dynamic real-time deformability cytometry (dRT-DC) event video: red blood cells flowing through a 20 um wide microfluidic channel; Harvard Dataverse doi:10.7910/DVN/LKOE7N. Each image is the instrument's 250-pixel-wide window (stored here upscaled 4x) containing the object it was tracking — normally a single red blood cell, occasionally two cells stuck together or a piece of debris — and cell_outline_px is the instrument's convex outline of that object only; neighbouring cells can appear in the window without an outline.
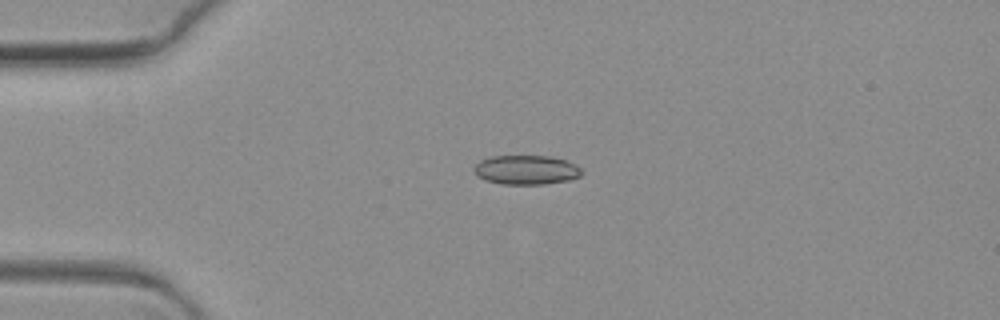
{"species": "common noctule bat (a hibernating species)", "species_latin": "Nyctalus noctula", "temperature_condition": "warm", "stored_images_in_passage": 7, "camera_frame_rate_fps": 3000, "um_per_image_px": 0.085, "animal": {"sex": "female", "body_mass_g": 19.3, "forearm_length_mm": 54.1}, "frame": {"image": 1, "passage_image": 1, "time_ms": 0.0, "image_size_px": [1000, 320], "cell_outline_px": [[584, 172], [580, 176], [568, 180], [544, 184], [500, 184], [476, 176], [472, 168], [480, 160], [492, 156], [548, 156], [564, 160], [580, 168]], "centroid_in_image_um": [44.69, 14.44], "position_along_channel_um": 40.3, "area_um2": 18.26}}
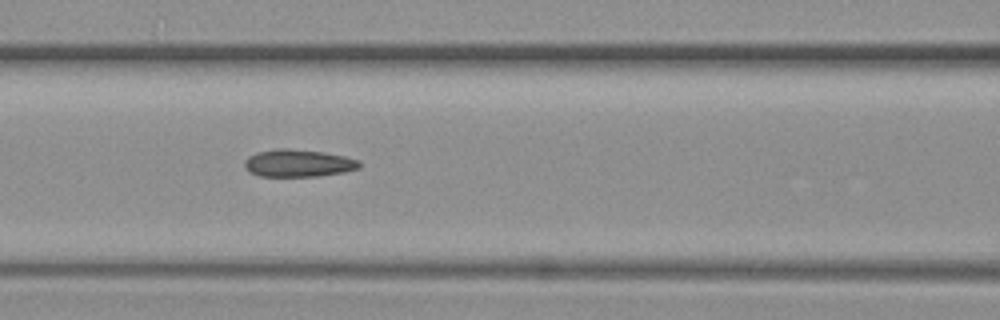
{"frame": {"image": 2, "passage_image": 4, "time_ms": 1.0, "image_size_px": [1000, 320], "cell_outline_px": [[360, 168], [344, 172], [320, 176], [260, 176], [248, 172], [244, 168], [244, 160], [248, 156], [256, 152], [276, 148], [288, 148], [324, 152], [344, 156], [360, 160]], "centroid_in_image_um": [25.32, 13.86], "position_along_channel_um": 141.3, "area_um2": 18.61}}
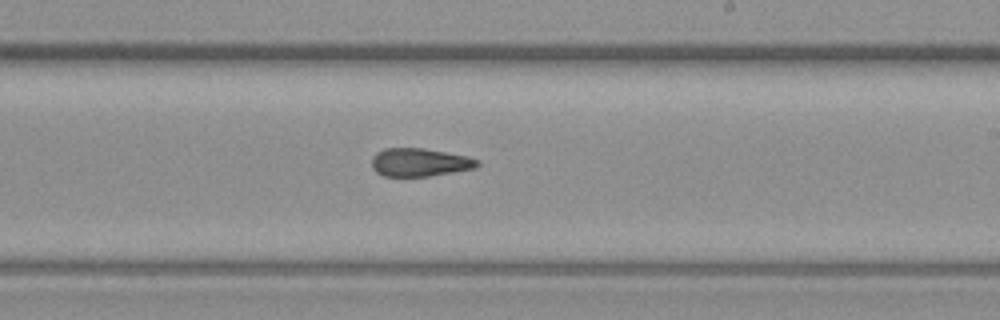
{"frame": {"image": 3, "passage_image": 7, "time_ms": 2.0, "image_size_px": [1000, 320], "cell_outline_px": [[480, 164], [476, 168], [428, 176], [384, 176], [376, 172], [372, 168], [372, 156], [376, 152], [384, 148], [424, 148], [468, 156], [480, 160]], "centroid_in_image_um": [35.67, 13.79], "position_along_channel_um": 253.3, "area_um2": 17.46}}